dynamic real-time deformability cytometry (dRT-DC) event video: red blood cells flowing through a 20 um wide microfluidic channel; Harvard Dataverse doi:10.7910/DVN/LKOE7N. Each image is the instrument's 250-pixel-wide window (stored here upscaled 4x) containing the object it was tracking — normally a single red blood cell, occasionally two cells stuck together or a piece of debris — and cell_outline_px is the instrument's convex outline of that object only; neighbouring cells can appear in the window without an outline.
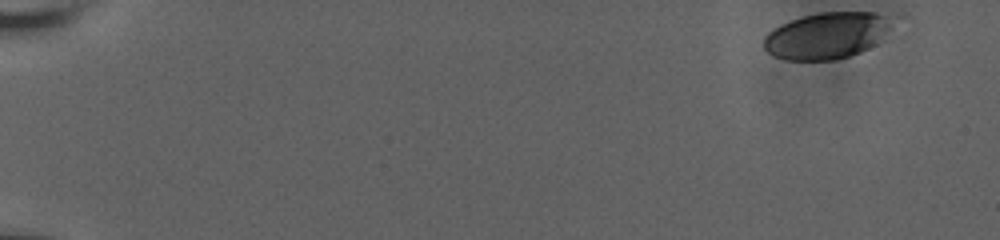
{"species": "human", "species_latin": "Homo sapiens", "temperature_condition": "room temperature", "stored_images_in_passage": 65, "camera_frame_rate_fps": 3000, "um_per_image_px": 0.085, "donor": {"sex": "male"}, "frame": {"image": 1, "passage_image": 1, "time_ms": 0.0, "image_size_px": [1000, 240], "cell_outline_px": [[892, 20], [888, 28], [868, 48], [860, 52], [848, 56], [832, 60], [788, 60], [776, 56], [768, 52], [764, 48], [764, 36], [768, 32], [792, 20], [804, 16], [820, 12], [872, 12], [888, 16]], "centroid_in_image_um": [70.22, 3.02], "position_along_channel_um": 14.8, "area_um2": 33.81}}
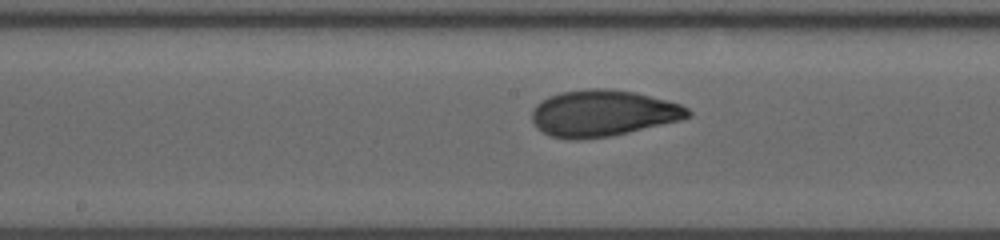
{"frame": {"image": 2, "passage_image": 29, "time_ms": 10.0, "image_size_px": [1000, 240], "cell_outline_px": [[692, 116], [680, 120], [612, 136], [576, 140], [568, 140], [552, 136], [536, 128], [532, 120], [532, 108], [536, 104], [548, 96], [560, 92], [588, 88], [604, 88], [636, 92], [680, 104], [688, 108], [692, 112]], "centroid_in_image_um": [51.22, 9.62], "position_along_channel_um": 197.0, "area_um2": 42.37}}
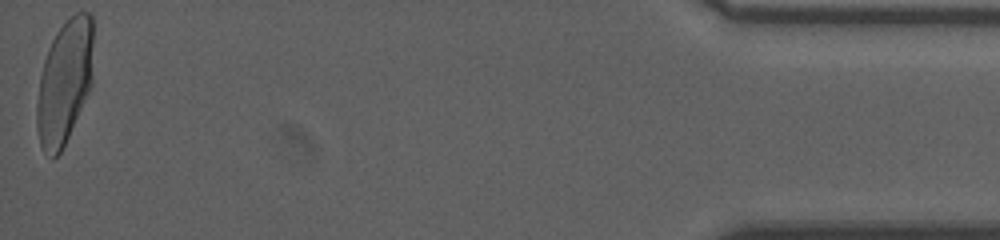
{"frame": {"image": 3, "passage_image": 64, "time_ms": 18.667, "image_size_px": [1000, 240], "cell_outline_px": [[92, 88], [60, 152], [52, 160], [44, 152], [40, 144], [36, 128], [36, 104], [40, 76], [44, 60], [48, 48], [56, 32], [76, 12], [92, 12]], "centroid_in_image_um": [5.48, 7.0], "position_along_channel_um": 429.7, "area_um2": 40.98}, "authors_computed_cell_mechanics": {"area_um2": 40.4022, "velocity_mm_per_s": 3.6418, "shape_relaxation_time_tau1_ms": 5.3433, "shape_relaxation_time_tau2_ms": 0.9476, "deformation_change_tau1": 0.1894, "deformation_change_tau2": 0.0574}}